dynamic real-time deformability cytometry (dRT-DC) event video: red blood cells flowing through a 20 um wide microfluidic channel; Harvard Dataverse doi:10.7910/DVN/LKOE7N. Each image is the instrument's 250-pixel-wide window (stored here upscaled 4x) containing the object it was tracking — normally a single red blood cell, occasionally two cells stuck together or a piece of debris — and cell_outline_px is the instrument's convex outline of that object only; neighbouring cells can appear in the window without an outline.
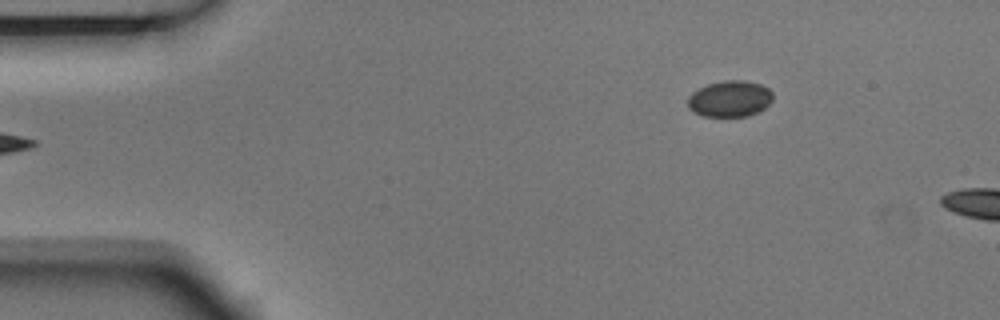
{"species": "Egyptian fruit bat (a non-hibernating species)", "species_latin": "Rousettus aegyptiacus", "temperature_condition": "room temperature", "stored_images_in_passage": 4, "segment_of_instrument_passage": [2, 2], "camera_frame_rate_fps": 3000, "um_per_image_px": 0.085, "animal": {"sex": "male"}, "frame": {"image": 1, "passage_image": 4, "time_ms": 1.0, "image_size_px": [1000, 320], "cell_outline_px": [[772, 100], [764, 108], [748, 116], [704, 116], [688, 108], [688, 96], [692, 92], [708, 84], [724, 80], [744, 80], [760, 84], [768, 88], [772, 92]], "centroid_in_image_um": [62.03, 8.38], "position_along_channel_um": 23.0, "area_um2": 17.8}}